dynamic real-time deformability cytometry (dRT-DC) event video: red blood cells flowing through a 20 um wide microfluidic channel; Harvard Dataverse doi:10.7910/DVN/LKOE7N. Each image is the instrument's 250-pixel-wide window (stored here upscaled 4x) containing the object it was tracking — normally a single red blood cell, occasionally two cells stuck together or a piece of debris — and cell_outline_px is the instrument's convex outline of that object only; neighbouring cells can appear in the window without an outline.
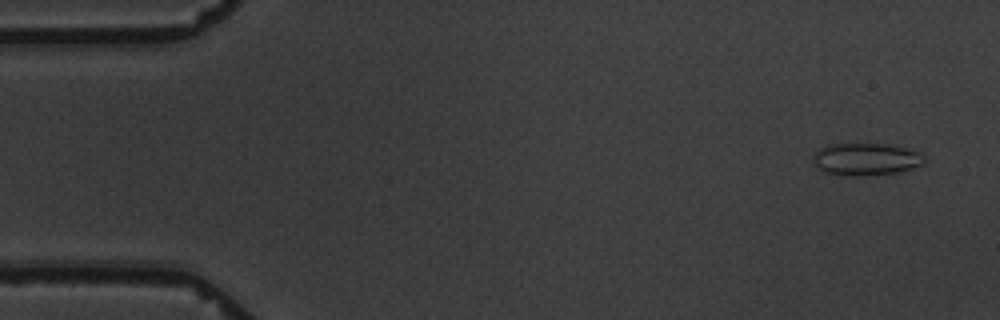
{"species": "common noctule bat (a hibernating species)", "species_latin": "Nyctalus noctula", "temperature_condition": "warm", "stored_images_in_passage": 6, "camera_frame_rate_fps": 3000, "um_per_image_px": 0.085, "animal": {"sex": "male", "body_mass_g": 19.5, "forearm_length_mm": 54.6}, "frame": {"image": 1, "passage_image": 1, "time_ms": 0.0, "image_size_px": [1000, 320], "cell_outline_px": [[928, 160], [924, 164], [912, 168], [896, 172], [864, 176], [840, 176], [824, 172], [812, 160], [816, 152], [820, 148], [828, 144], [888, 144], [920, 152]], "centroid_in_image_um": [73.62, 13.54], "position_along_channel_um": 11.4, "area_um2": 21.04}}
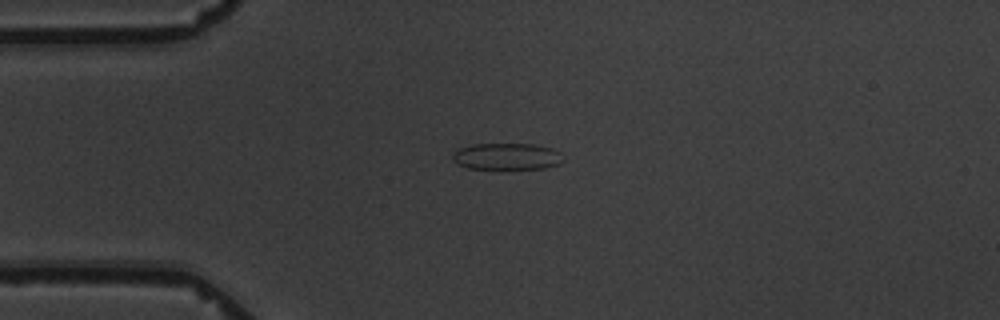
{"frame": {"image": 2, "passage_image": 3, "time_ms": 3.667, "image_size_px": [1000, 320], "cell_outline_px": [[564, 160], [560, 164], [544, 168], [468, 168], [456, 164], [452, 160], [452, 156], [460, 148], [472, 144], [536, 144], [552, 148], [560, 152]], "centroid_in_image_um": [43.11, 13.29], "position_along_channel_um": 41.9, "area_um2": 17.11}}
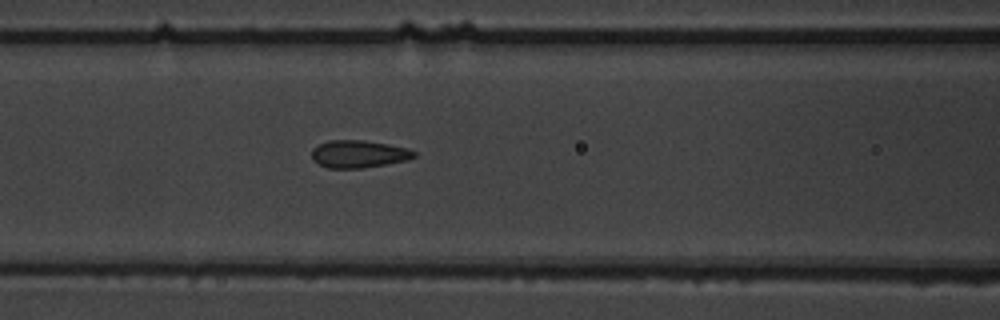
{"frame": {"image": 3, "passage_image": 6, "time_ms": 7.0, "image_size_px": [1000, 320], "cell_outline_px": [[416, 156], [408, 160], [360, 168], [328, 168], [312, 160], [312, 148], [328, 140], [364, 140], [388, 144], [408, 148], [416, 152]], "centroid_in_image_um": [30.49, 13.08], "position_along_channel_um": 136.1, "area_um2": 16.36}}